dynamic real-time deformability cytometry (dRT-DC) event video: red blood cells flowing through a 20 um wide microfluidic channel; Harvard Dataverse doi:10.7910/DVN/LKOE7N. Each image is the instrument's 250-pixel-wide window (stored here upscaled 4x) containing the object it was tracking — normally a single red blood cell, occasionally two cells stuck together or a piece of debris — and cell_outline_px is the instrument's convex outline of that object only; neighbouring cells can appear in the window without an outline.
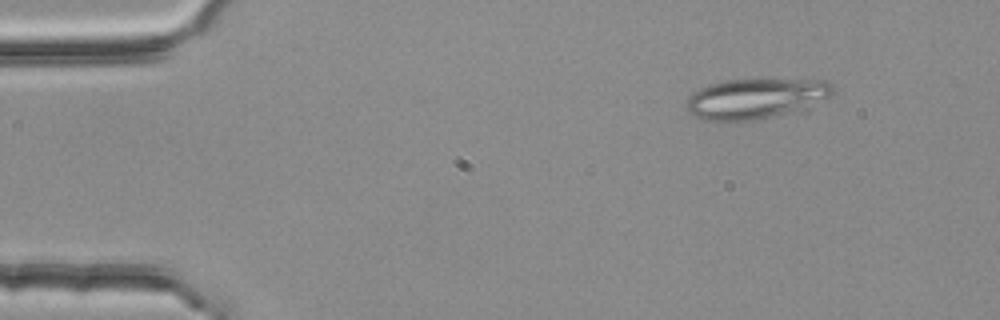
{"species": "common noctule bat (a hibernating species)", "species_latin": "Nyctalus noctula", "temperature_condition": "room temperature", "stored_images_in_passage": 4, "camera_frame_rate_fps": 3000, "um_per_image_px": 0.085, "animal": {"sex": "female", "body_mass_g": 25.1}, "frame": {"image": 1, "passage_image": 2, "time_ms": 0.333, "image_size_px": [1000, 320], "cell_outline_px": [[836, 88], [828, 96], [808, 112], [752, 120], [704, 120], [692, 116], [688, 112], [684, 104], [688, 96], [692, 92], [708, 84], [724, 80], [832, 80]], "centroid_in_image_um": [64.3, 8.4], "position_along_channel_um": 20.7, "area_um2": 35.43}}